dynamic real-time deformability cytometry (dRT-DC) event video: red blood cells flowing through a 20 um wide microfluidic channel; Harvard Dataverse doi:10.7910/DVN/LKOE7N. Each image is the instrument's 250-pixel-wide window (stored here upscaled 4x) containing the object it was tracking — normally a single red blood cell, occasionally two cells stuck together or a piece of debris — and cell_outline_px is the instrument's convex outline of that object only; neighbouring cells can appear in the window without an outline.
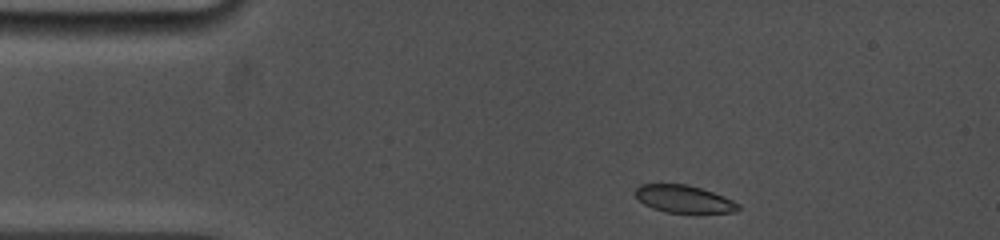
{"species": "common noctule bat (a hibernating species)", "species_latin": "Nyctalus noctula", "temperature_condition": "cold", "stored_images_in_passage": 68, "camera_frame_rate_fps": 5000, "um_per_image_px": 0.085, "animal": {"sex": "female", "body_mass_g": 19.0, "forearm_length_mm": 53.3}, "frame": {"image": 1, "passage_image": 1, "time_ms": 0.0, "image_size_px": [1000, 240], "cell_outline_px": [[740, 208], [736, 212], [696, 216], [664, 212], [652, 208], [644, 204], [636, 196], [636, 188], [640, 184], [688, 184], [724, 196], [740, 204]], "centroid_in_image_um": [58.21, 16.98], "position_along_channel_um": 26.8, "area_um2": 17.34}}
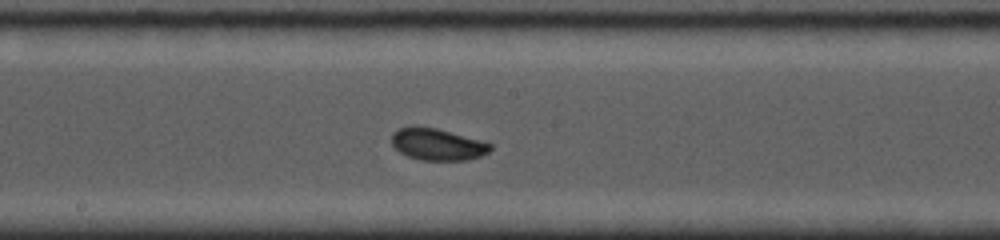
{"frame": {"image": 2, "passage_image": 27, "time_ms": 6.2, "image_size_px": [1000, 240], "cell_outline_px": [[492, 148], [488, 152], [480, 156], [468, 160], [420, 160], [408, 156], [400, 152], [392, 144], [392, 132], [396, 128], [412, 124], [436, 128], [484, 140], [492, 144]], "centroid_in_image_um": [37.17, 12.24], "position_along_channel_um": 211.0, "area_um2": 18.73}}
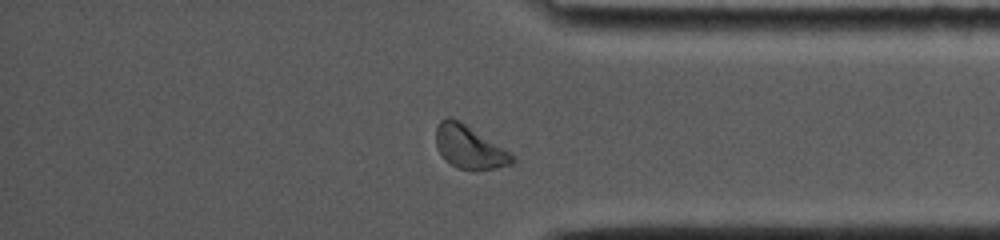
{"frame": {"image": 3, "passage_image": 57, "time_ms": 11.0, "image_size_px": [1000, 240], "cell_outline_px": [[516, 160], [512, 164], [496, 168], [456, 168], [444, 160], [436, 144], [436, 128], [440, 120], [448, 116], [460, 120], [516, 156]], "centroid_in_image_um": [39.88, 12.47], "position_along_channel_um": 395.3, "area_um2": 18.96}, "authors_computed_cell_mechanics": {"area_um2": 18.3515, "velocity_mm_per_s": 3.8631, "shape_relaxation_time_tau1_ms": 3.4991, "shape_relaxation_time_tau2_ms": null, "deformation_change_tau1": 0.0973, "deformation_change_tau2": null}}